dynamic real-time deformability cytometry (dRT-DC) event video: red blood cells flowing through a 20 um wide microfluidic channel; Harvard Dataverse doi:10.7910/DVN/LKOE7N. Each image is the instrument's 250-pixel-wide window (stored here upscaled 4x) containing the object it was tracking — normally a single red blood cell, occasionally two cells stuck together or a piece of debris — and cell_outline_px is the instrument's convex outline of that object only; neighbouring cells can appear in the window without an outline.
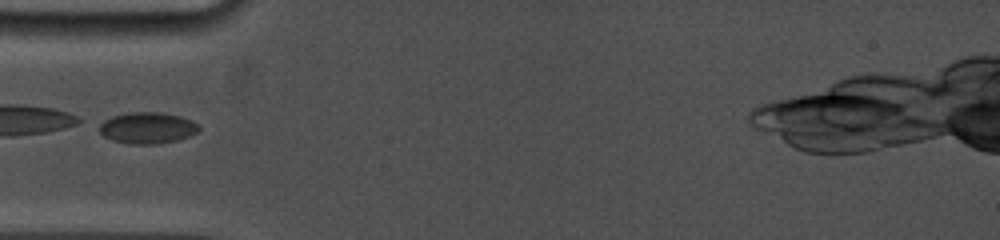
{"species": "common noctule bat (a hibernating species)", "species_latin": "Nyctalus noctula", "temperature_condition": "cold", "stored_images_in_passage": 3, "camera_frame_rate_fps": 5000, "um_per_image_px": 0.085, "animal": {"sex": "female", "body_mass_g": 19.0, "forearm_length_mm": 53.3}, "frame": {"image": 1, "passage_image": 1, "time_ms": 0.0, "image_size_px": [1000, 240], "cell_outline_px": [[200, 128], [196, 132], [188, 136], [176, 140], [156, 144], [128, 144], [112, 140], [104, 136], [100, 132], [100, 124], [104, 120], [112, 116], [128, 112], [160, 112], [180, 116], [192, 120], [200, 124]], "centroid_in_image_um": [12.53, 10.86], "position_along_channel_um": 72.5, "area_um2": 18.21}}